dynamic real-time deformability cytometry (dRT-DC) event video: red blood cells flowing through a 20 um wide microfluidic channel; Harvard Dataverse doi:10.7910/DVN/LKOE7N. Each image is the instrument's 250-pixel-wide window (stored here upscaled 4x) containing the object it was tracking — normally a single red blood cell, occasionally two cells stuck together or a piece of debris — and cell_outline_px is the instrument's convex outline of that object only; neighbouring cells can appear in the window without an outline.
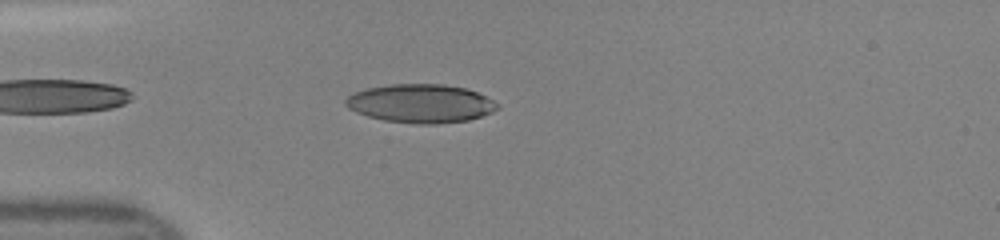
{"species": "human", "species_latin": "Homo sapiens", "temperature_condition": "room temperature", "stored_images_in_passage": 40, "camera_frame_rate_fps": 3000, "um_per_image_px": 0.085, "donor": {"sex": "female"}, "frame": {"image": 1, "passage_image": 6, "time_ms": 1.667, "image_size_px": [1000, 240], "cell_outline_px": [[500, 108], [492, 112], [468, 120], [436, 124], [416, 124], [384, 120], [368, 116], [356, 112], [348, 108], [344, 104], [344, 100], [348, 96], [356, 92], [368, 88], [392, 84], [444, 84], [464, 88], [476, 92], [500, 104]], "centroid_in_image_um": [35.75, 8.8], "position_along_channel_um": 49.2, "area_um2": 33.99}}
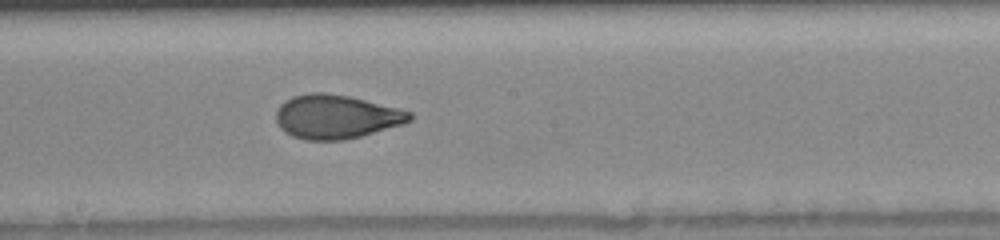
{"frame": {"image": 2, "passage_image": 19, "time_ms": 6.0, "image_size_px": [1000, 240], "cell_outline_px": [[412, 120], [404, 124], [360, 136], [344, 140], [304, 140], [292, 136], [284, 132], [280, 128], [276, 120], [276, 112], [280, 104], [292, 96], [308, 92], [324, 92], [348, 96], [400, 108], [412, 112]], "centroid_in_image_um": [28.56, 9.92], "position_along_channel_um": 219.6, "area_um2": 34.39}}
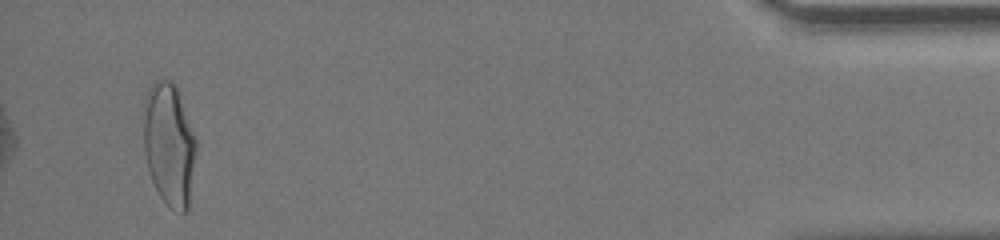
{"frame": {"image": 3, "passage_image": 38, "time_ms": 12.333, "image_size_px": [1000, 240], "cell_outline_px": [[196, 152], [188, 208], [184, 212], [180, 212], [172, 208], [160, 196], [152, 180], [148, 168], [144, 152], [144, 96], [152, 80], [172, 80], [176, 84], [196, 140]], "centroid_in_image_um": [14.36, 12.21], "position_along_channel_um": 420.8, "area_um2": 37.57}}